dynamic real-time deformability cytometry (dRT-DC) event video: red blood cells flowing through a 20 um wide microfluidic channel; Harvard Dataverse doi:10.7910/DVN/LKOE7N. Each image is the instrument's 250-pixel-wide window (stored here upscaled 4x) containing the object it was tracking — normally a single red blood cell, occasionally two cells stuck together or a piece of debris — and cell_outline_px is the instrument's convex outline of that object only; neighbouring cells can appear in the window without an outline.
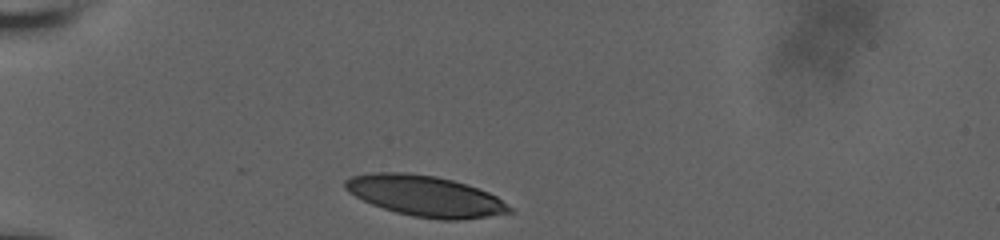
{"species": "human", "species_latin": "Homo sapiens", "temperature_condition": "room temperature", "stored_images_in_passage": 22, "camera_frame_rate_fps": 3000, "um_per_image_px": 0.085, "donor": {"sex": "male"}, "frame": {"image": 1, "passage_image": 1, "time_ms": 0.0, "image_size_px": [1000, 240], "cell_outline_px": [[512, 212], [488, 216], [460, 220], [440, 220], [412, 216], [396, 212], [372, 204], [348, 192], [344, 188], [344, 180], [352, 176], [372, 172], [404, 172], [436, 176], [452, 180], [488, 192], [496, 196], [512, 208]], "centroid_in_image_um": [36.12, 16.66], "position_along_channel_um": 48.9, "area_um2": 38.78}}
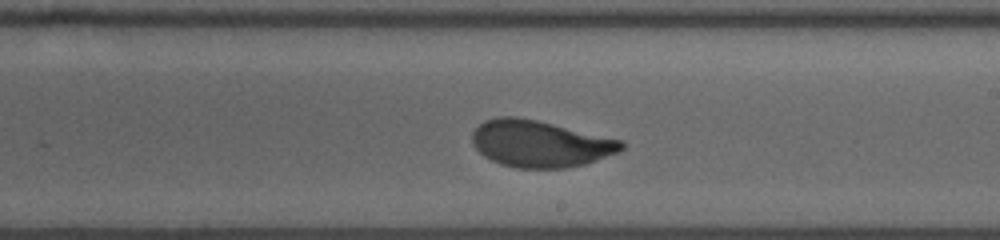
{"frame": {"image": 2, "passage_image": 13, "time_ms": 4.0, "image_size_px": [1000, 240], "cell_outline_px": [[624, 148], [620, 152], [584, 164], [568, 168], [516, 168], [500, 164], [484, 156], [472, 144], [472, 132], [484, 120], [496, 116], [516, 116], [536, 120], [620, 140], [624, 144]], "centroid_in_image_um": [45.87, 12.22], "position_along_channel_um": 243.1, "area_um2": 40.46}}
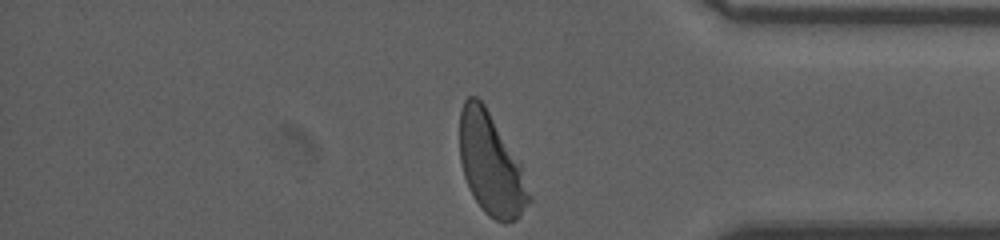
{"frame": {"image": 3, "passage_image": 22, "time_ms": 7.0, "image_size_px": [1000, 240], "cell_outline_px": [[532, 200], [520, 216], [516, 220], [504, 224], [488, 216], [480, 208], [468, 188], [464, 176], [460, 160], [460, 112], [464, 100], [468, 96], [476, 96], [484, 104], [520, 160], [532, 196]], "centroid_in_image_um": [41.76, 14.01], "position_along_channel_um": 393.4, "area_um2": 41.56}}